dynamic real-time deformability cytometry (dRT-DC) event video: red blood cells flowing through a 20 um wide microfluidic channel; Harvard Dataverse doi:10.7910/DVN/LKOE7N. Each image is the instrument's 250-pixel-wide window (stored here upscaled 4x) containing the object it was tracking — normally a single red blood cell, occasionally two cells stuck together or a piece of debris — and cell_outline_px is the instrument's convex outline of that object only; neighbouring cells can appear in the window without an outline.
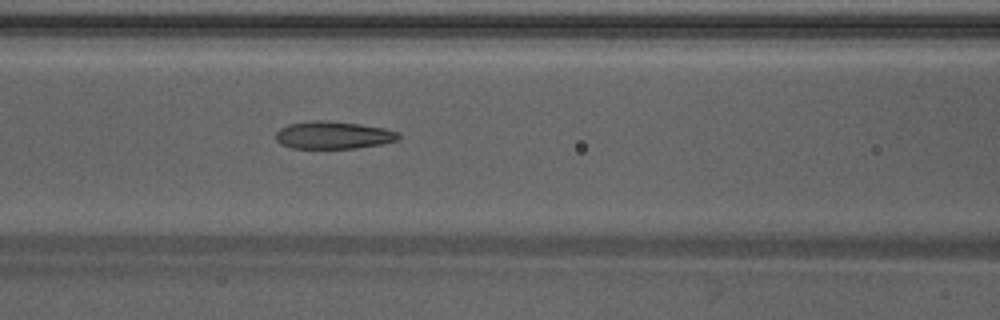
{"species": "Egyptian fruit bat (a non-hibernating species)", "species_latin": "Rousettus aegyptiacus", "temperature_condition": "warm", "stored_images_in_passage": 41, "camera_frame_rate_fps": 3000, "um_per_image_px": 0.085, "animal": {"sex": "male"}, "frame": {"image": 1, "passage_image": 14, "time_ms": 4.333, "image_size_px": [1000, 320], "cell_outline_px": [[400, 136], [396, 140], [380, 144], [356, 148], [292, 148], [280, 144], [276, 140], [276, 132], [280, 128], [288, 124], [312, 120], [324, 120], [360, 124], [384, 128], [396, 132]], "centroid_in_image_um": [28.27, 11.48], "position_along_channel_um": 138.3, "area_um2": 19.59}}
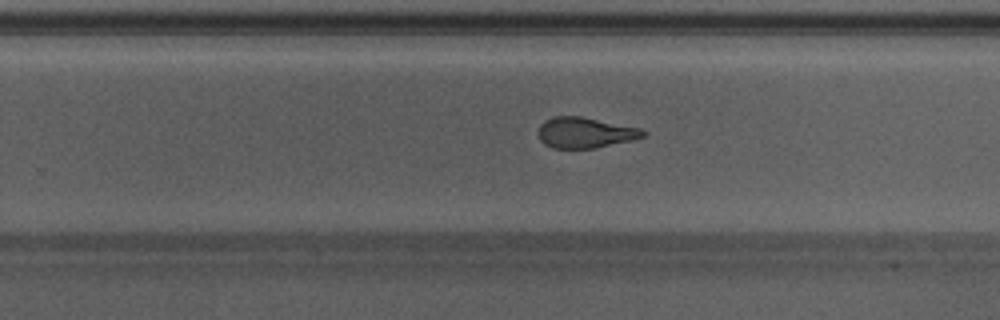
{"frame": {"image": 2, "passage_image": 24, "time_ms": 7.667, "image_size_px": [1000, 320], "cell_outline_px": [[648, 132], [644, 136], [632, 140], [596, 148], [552, 148], [544, 144], [540, 140], [540, 124], [544, 120], [552, 116], [580, 116], [640, 128]], "centroid_in_image_um": [49.74, 11.27], "position_along_channel_um": 280.1, "area_um2": 18.67}}
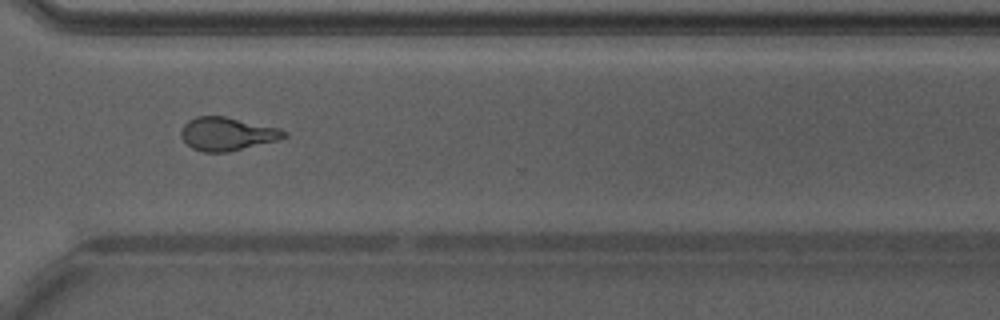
{"frame": {"image": 3, "passage_image": 29, "time_ms": 9.333, "image_size_px": [1000, 320], "cell_outline_px": [[288, 136], [276, 140], [228, 152], [204, 152], [192, 148], [180, 136], [180, 132], [184, 124], [188, 120], [196, 116], [224, 116], [280, 128], [288, 132]], "centroid_in_image_um": [19.3, 11.37], "position_along_channel_um": 351.3, "area_um2": 19.88}, "authors_computed_cell_mechanics": {"area_um2": 19.8832, "velocity_mm_per_s": 4.2641, "shape_relaxation_time_tau1_ms": null, "shape_relaxation_time_tau2_ms": 1.7782, "deformation_change_tau1": null, "deformation_change_tau2": 0.1065}}